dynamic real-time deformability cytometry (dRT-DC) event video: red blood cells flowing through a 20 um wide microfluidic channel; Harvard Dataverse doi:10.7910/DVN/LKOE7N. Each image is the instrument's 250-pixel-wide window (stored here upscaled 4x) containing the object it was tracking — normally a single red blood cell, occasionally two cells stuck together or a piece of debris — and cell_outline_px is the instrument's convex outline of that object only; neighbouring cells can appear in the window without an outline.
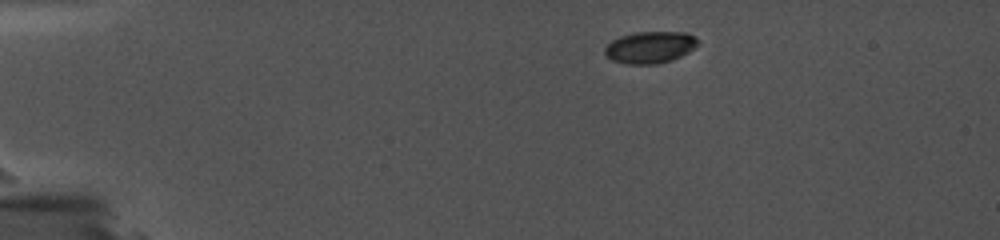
{"species": "common noctule bat (a hibernating species)", "species_latin": "Nyctalus noctula", "temperature_condition": "cold", "stored_images_in_passage": 39, "camera_frame_rate_fps": 5000, "um_per_image_px": 0.085, "animal": {"sex": "female", "body_mass_g": 19.0, "forearm_length_mm": 56.7}, "frame": {"image": 1, "passage_image": 1, "time_ms": 0.0, "image_size_px": [1000, 240], "cell_outline_px": [[700, 44], [688, 52], [672, 60], [656, 64], [624, 64], [612, 60], [604, 52], [604, 48], [612, 40], [620, 36], [636, 32], [688, 32], [696, 36], [700, 40]], "centroid_in_image_um": [55.29, 4.01], "position_along_channel_um": 29.7, "area_um2": 17.46}}
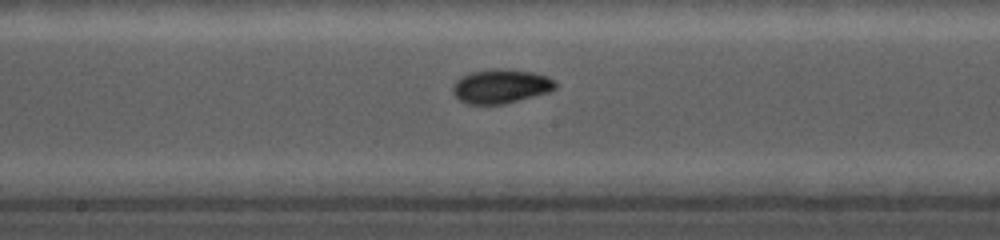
{"frame": {"image": 2, "passage_image": 22, "time_ms": 6.8, "image_size_px": [1000, 240], "cell_outline_px": [[556, 88], [548, 92], [504, 104], [468, 104], [460, 100], [452, 92], [452, 88], [456, 80], [472, 72], [492, 68], [508, 68], [532, 72], [548, 76], [556, 80]], "centroid_in_image_um": [42.59, 7.32], "position_along_channel_um": 205.6, "area_um2": 20.46}}
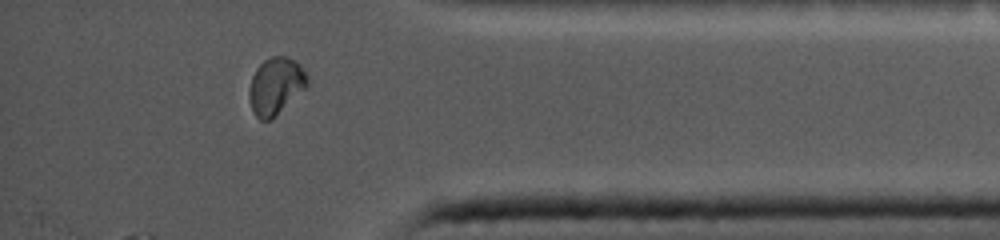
{"frame": {"image": 3, "passage_image": 39, "time_ms": 12.4, "image_size_px": [1000, 240], "cell_outline_px": [[308, 84], [272, 120], [260, 120], [252, 112], [248, 96], [248, 92], [252, 76], [256, 68], [264, 60], [272, 56], [284, 56], [296, 60], [300, 64], [308, 76]], "centroid_in_image_um": [23.41, 7.31], "position_along_channel_um": 411.8, "area_um2": 19.36}}